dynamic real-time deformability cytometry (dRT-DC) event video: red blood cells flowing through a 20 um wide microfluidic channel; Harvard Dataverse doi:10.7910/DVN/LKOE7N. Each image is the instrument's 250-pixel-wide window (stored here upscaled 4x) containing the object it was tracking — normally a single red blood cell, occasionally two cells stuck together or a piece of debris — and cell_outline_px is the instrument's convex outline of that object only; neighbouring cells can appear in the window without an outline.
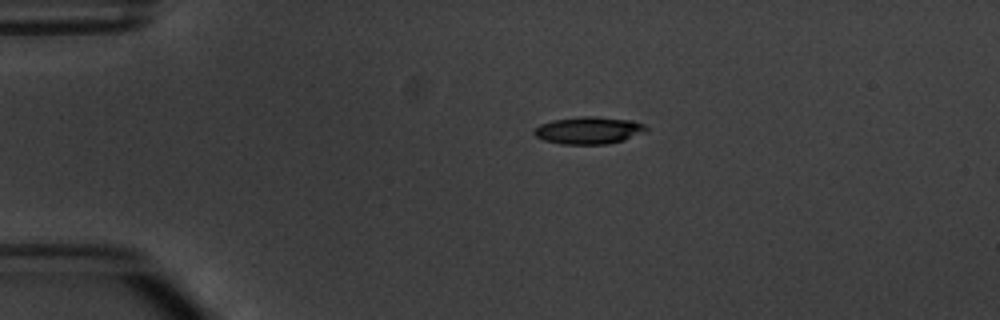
{"species": "common noctule bat (a hibernating species)", "species_latin": "Nyctalus noctula", "temperature_condition": "warm", "stored_images_in_passage": 2, "camera_frame_rate_fps": 3000, "um_per_image_px": 0.085, "animal": {"sex": "male", "body_mass_g": 20.1, "forearm_length_mm": 53.5}, "frame": {"image": 1, "passage_image": 1, "time_ms": 0.0, "image_size_px": [1000, 320], "cell_outline_px": [[648, 128], [644, 132], [624, 140], [608, 144], [560, 144], [544, 140], [536, 136], [532, 132], [540, 124], [552, 120], [580, 116], [596, 116], [632, 120], [644, 124]], "centroid_in_image_um": [50.04, 11.07], "position_along_channel_um": 35.0, "area_um2": 17.86}}